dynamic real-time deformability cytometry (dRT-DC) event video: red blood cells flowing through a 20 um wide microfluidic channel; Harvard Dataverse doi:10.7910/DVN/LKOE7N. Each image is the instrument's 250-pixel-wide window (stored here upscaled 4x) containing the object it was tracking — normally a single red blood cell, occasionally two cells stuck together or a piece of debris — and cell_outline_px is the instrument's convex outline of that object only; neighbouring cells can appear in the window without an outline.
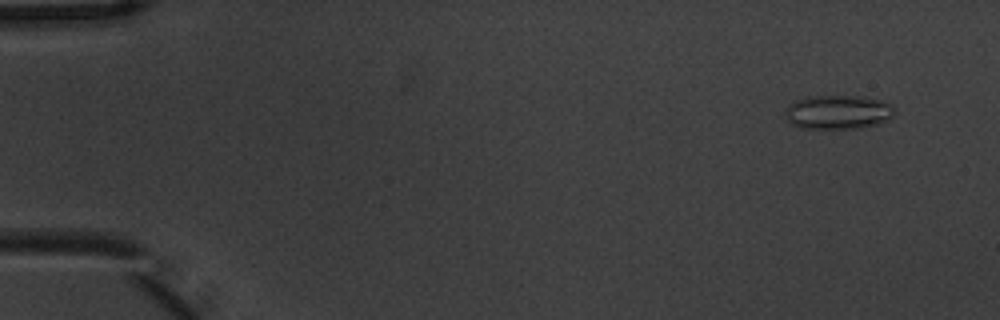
{"species": "common noctule bat (a hibernating species)", "species_latin": "Nyctalus noctula", "temperature_condition": "warm", "stored_images_in_passage": 5, "camera_frame_rate_fps": 3000, "um_per_image_px": 0.085, "animal": {"sex": "male", "body_mass_g": 20.1, "forearm_length_mm": 53.5}, "frame": {"image": 1, "passage_image": 1, "time_ms": 0.0, "image_size_px": [1000, 320], "cell_outline_px": [[896, 112], [888, 120], [876, 124], [856, 128], [800, 128], [792, 124], [788, 120], [784, 112], [784, 108], [788, 104], [796, 100], [808, 96], [864, 96], [880, 100], [892, 104], [896, 108]], "centroid_in_image_um": [71.23, 9.51], "position_along_channel_um": 13.8, "area_um2": 21.91}}